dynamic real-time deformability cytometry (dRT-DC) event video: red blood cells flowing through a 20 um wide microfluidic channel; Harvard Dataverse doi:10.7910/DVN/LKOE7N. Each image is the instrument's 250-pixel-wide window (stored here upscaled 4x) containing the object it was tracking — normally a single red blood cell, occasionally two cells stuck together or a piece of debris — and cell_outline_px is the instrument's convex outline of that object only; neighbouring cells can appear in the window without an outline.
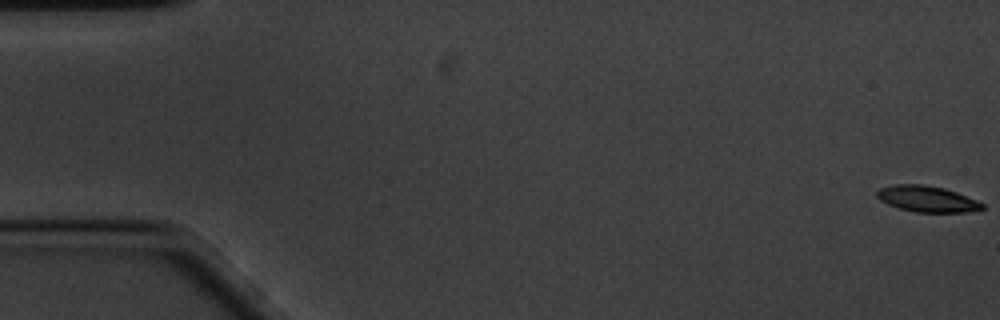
{"species": "common noctule bat (a hibernating species)", "species_latin": "Nyctalus noctula", "temperature_condition": "cold", "stored_images_in_passage": 60, "camera_frame_rate_fps": 3000, "um_per_image_px": 0.085, "animal": {"sex": "male", "body_mass_g": 20.1, "forearm_length_mm": 53.5}, "frame": {"image": 1, "passage_image": 1, "time_ms": 0.0, "image_size_px": [1000, 320], "cell_outline_px": [[984, 208], [968, 212], [916, 212], [900, 208], [888, 204], [880, 200], [876, 196], [876, 192], [880, 188], [892, 184], [924, 184], [944, 188], [956, 192], [976, 200], [984, 204]], "centroid_in_image_um": [78.78, 16.9], "position_along_channel_um": 6.2, "area_um2": 15.95}}
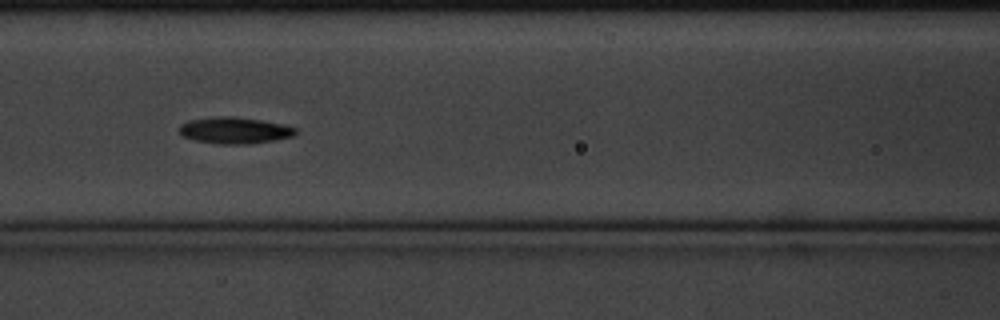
{"frame": {"image": 2, "passage_image": 26, "time_ms": 8.333, "image_size_px": [1000, 320], "cell_outline_px": [[296, 132], [292, 136], [272, 140], [244, 144], [220, 144], [196, 140], [184, 136], [180, 132], [180, 124], [188, 120], [216, 116], [232, 116], [260, 120], [284, 124], [296, 128]], "centroid_in_image_um": [19.92, 11.07], "position_along_channel_um": 146.7, "area_um2": 17.69}}
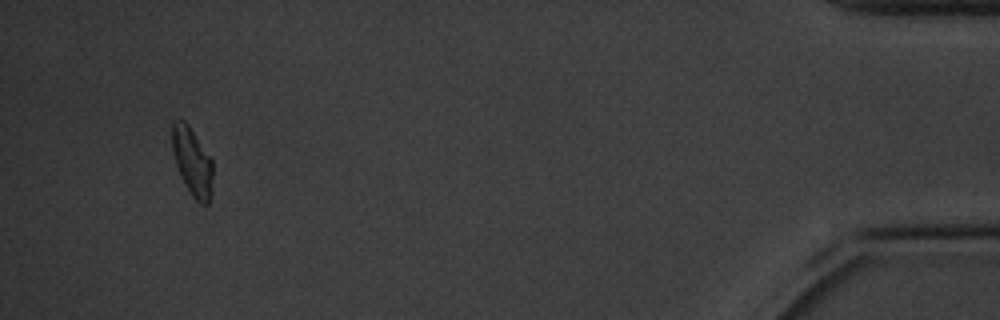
{"frame": {"image": 3, "passage_image": 57, "time_ms": 18.667, "image_size_px": [1000, 320], "cell_outline_px": [[212, 176], [208, 204], [200, 204], [192, 196], [184, 184], [176, 164], [172, 148], [172, 124], [176, 120], [184, 120], [188, 124], [212, 160]], "centroid_in_image_um": [16.32, 13.73], "position_along_channel_um": 418.9, "area_um2": 15.78}, "authors_computed_cell_mechanics": {"area_um2": 16.4152, "velocity_mm_per_s": 3.3552, "shape_relaxation_time_tau1_ms": 2.3001, "shape_relaxation_time_tau2_ms": 3.4946, "deformation_change_tau1": 0.1357, "deformation_change_tau2": 0.1039}}